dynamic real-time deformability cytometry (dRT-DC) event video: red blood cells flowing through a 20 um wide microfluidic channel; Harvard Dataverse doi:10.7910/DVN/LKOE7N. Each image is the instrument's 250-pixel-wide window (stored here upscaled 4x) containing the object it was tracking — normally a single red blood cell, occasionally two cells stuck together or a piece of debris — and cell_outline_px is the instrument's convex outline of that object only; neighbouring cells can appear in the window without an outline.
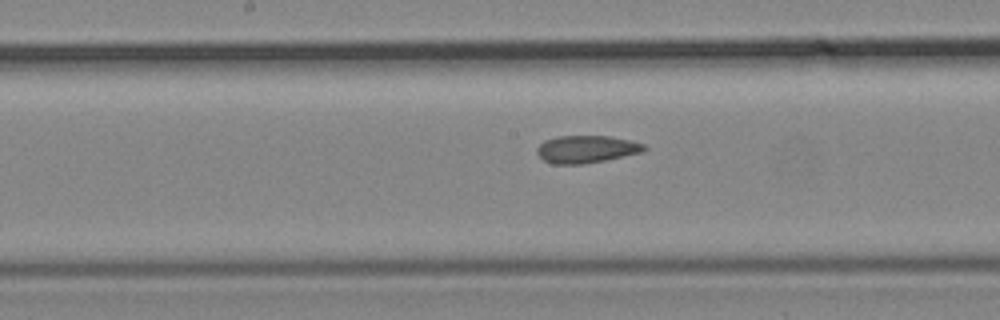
{"species": "common noctule bat (a hibernating species)", "species_latin": "Nyctalus noctula", "temperature_condition": "cold", "stored_images_in_passage": 9, "camera_frame_rate_fps": 3000, "um_per_image_px": 0.085, "animal": {"sex": "male", "body_mass_g": 19.2, "forearm_length_mm": 51.8}, "frame": {"image": 1, "passage_image": 9, "time_ms": 2.667, "image_size_px": [1000, 320], "cell_outline_px": [[648, 148], [644, 152], [604, 160], [580, 164], [552, 164], [544, 160], [536, 152], [536, 148], [544, 140], [556, 136], [608, 136], [628, 140], [644, 144]], "centroid_in_image_um": [49.83, 12.68], "position_along_channel_um": 198.4, "area_um2": 17.11}}